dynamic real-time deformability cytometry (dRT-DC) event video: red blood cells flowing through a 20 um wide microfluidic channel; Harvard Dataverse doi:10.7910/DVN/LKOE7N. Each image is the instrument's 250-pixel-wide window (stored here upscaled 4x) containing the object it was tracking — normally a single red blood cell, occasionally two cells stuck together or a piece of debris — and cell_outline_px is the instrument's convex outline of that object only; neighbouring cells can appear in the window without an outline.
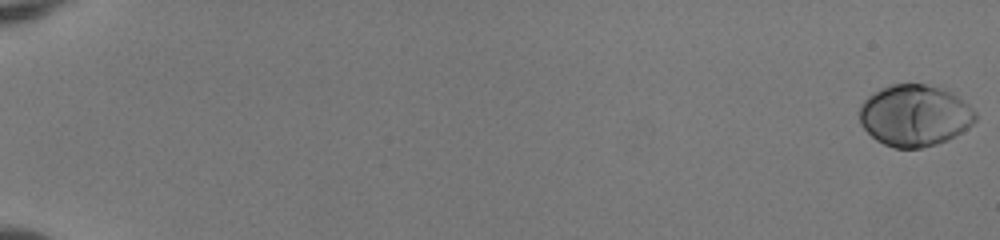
{"species": "human", "species_latin": "Homo sapiens", "temperature_condition": "room temperature", "stored_images_in_passage": 54, "camera_frame_rate_fps": 3000, "um_per_image_px": 0.085, "donor": {"sex": "female"}, "frame": {"image": 1, "passage_image": 1, "time_ms": 0.0, "image_size_px": [1000, 240], "cell_outline_px": [[976, 120], [968, 128], [948, 140], [936, 144], [920, 148], [896, 148], [884, 144], [876, 140], [860, 124], [860, 104], [868, 96], [880, 88], [892, 84], [924, 84], [940, 88], [956, 96], [968, 104], [976, 112]], "centroid_in_image_um": [77.73, 9.82], "position_along_channel_um": 7.3, "area_um2": 41.38}}
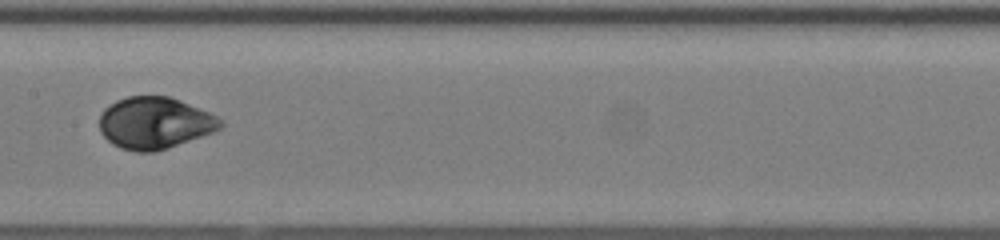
{"frame": {"image": 2, "passage_image": 31, "time_ms": 10.0, "image_size_px": [1000, 240], "cell_outline_px": [[224, 124], [216, 132], [156, 152], [136, 152], [120, 148], [112, 144], [100, 132], [100, 116], [104, 108], [116, 100], [128, 96], [168, 96], [180, 100], [208, 112], [224, 120]], "centroid_in_image_um": [13.17, 10.46], "position_along_channel_um": 194.2, "area_um2": 36.82}}
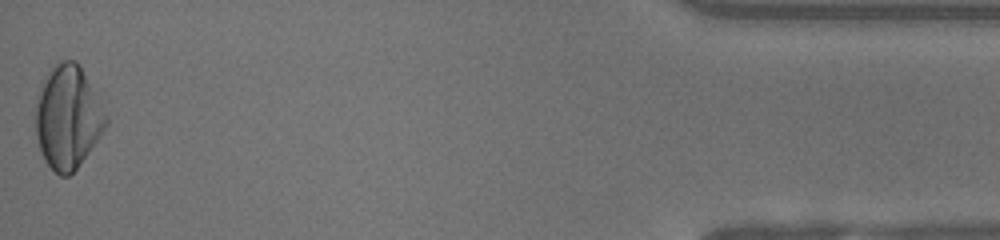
{"frame": {"image": 3, "passage_image": 54, "time_ms": 17.667, "image_size_px": [1000, 240], "cell_outline_px": [[108, 124], [88, 152], [76, 168], [68, 176], [60, 176], [44, 160], [40, 152], [36, 136], [36, 96], [52, 68], [60, 60], [76, 60], [80, 64], [108, 116]], "centroid_in_image_um": [5.77, 9.96], "position_along_channel_um": 429.4, "area_um2": 41.91}, "authors_computed_cell_mechanics": {"area_um2": 38.5237, "velocity_mm_per_s": 4.0292, "shape_relaxation_time_tau1_ms": 2.5743, "shape_relaxation_time_tau2_ms": null, "deformation_change_tau1": 0.1357, "deformation_change_tau2": null}}